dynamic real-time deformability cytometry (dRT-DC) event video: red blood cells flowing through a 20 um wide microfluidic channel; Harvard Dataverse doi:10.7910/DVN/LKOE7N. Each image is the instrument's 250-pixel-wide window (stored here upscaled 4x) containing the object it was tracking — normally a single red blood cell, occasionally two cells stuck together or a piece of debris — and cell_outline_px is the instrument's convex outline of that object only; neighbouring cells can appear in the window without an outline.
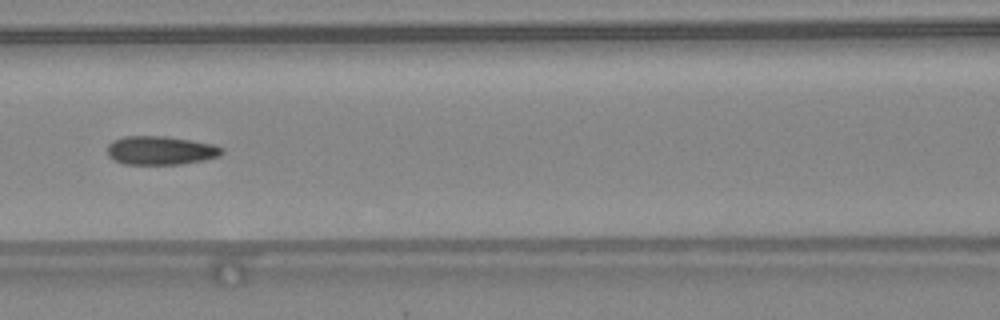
{"species": "common noctule bat (a hibernating species)", "species_latin": "Nyctalus noctula", "temperature_condition": "warm", "stored_images_in_passage": 30, "camera_frame_rate_fps": 3000, "um_per_image_px": 0.085, "animal": {"sex": "female", "body_mass_g": 24.6, "forearm_length_mm": 56.2}, "frame": {"image": 1, "passage_image": 22, "time_ms": 7.0, "image_size_px": [1000, 320], "cell_outline_px": [[224, 152], [220, 156], [204, 160], [180, 164], [124, 164], [108, 156], [108, 144], [112, 140], [124, 136], [168, 136], [192, 140], [212, 144], [224, 148]], "centroid_in_image_um": [13.67, 12.78], "position_along_channel_um": 152.9, "area_um2": 19.25}}